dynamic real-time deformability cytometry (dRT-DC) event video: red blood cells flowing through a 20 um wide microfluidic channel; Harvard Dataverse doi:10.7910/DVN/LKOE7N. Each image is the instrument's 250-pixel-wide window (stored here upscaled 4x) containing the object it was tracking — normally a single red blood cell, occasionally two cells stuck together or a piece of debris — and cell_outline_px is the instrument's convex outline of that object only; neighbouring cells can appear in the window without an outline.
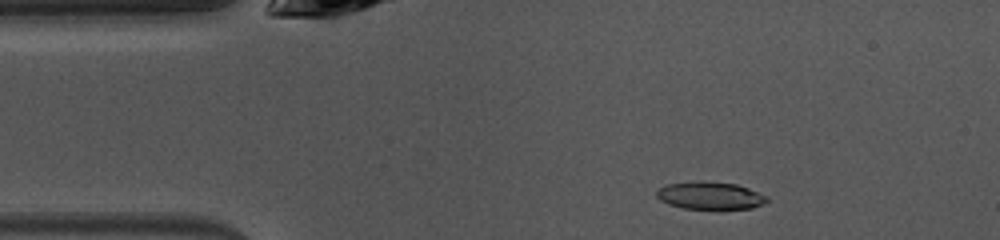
{"species": "common noctule bat (a hibernating species)", "species_latin": "Nyctalus noctula", "temperature_condition": "warm", "stored_images_in_passage": 30, "camera_frame_rate_fps": 3000, "um_per_image_px": 0.085, "animal": {"sex": "female", "body_mass_g": 10.0, "forearm_length_mm": 53.1}, "frame": {"image": 1, "passage_image": 7, "time_ms": 2.0, "image_size_px": [1000, 240], "cell_outline_px": [[768, 200], [764, 204], [752, 208], [684, 208], [668, 204], [660, 200], [656, 196], [656, 192], [660, 188], [668, 184], [736, 184], [748, 188], [768, 196]], "centroid_in_image_um": [60.41, 16.67], "position_along_channel_um": 24.6, "area_um2": 16.59}}
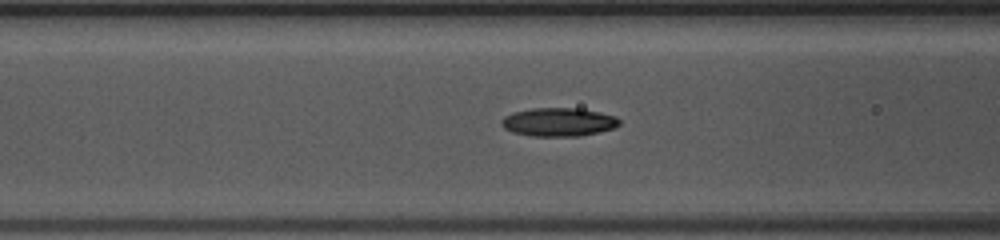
{"frame": {"image": 2, "passage_image": 17, "time_ms": 5.333, "image_size_px": [1000, 240], "cell_outline_px": [[620, 124], [616, 128], [580, 136], [532, 136], [512, 132], [504, 128], [500, 124], [500, 120], [504, 116], [512, 112], [532, 108], [580, 108], [600, 112], [616, 116], [620, 120]], "centroid_in_image_um": [47.48, 10.37], "position_along_channel_um": 119.1, "area_um2": 19.83}}
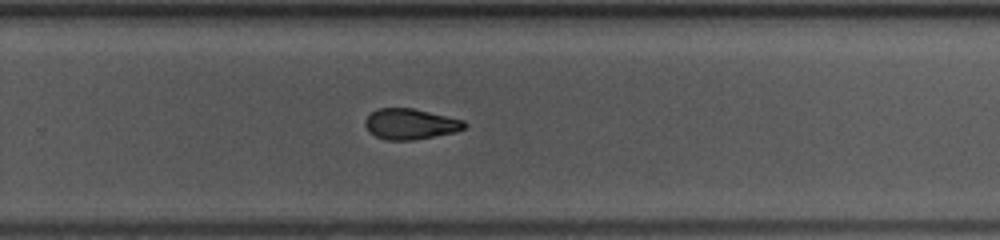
{"frame": {"image": 3, "passage_image": 30, "time_ms": 9.667, "image_size_px": [1000, 240], "cell_outline_px": [[468, 124], [464, 128], [456, 132], [412, 140], [388, 140], [376, 136], [368, 132], [364, 124], [364, 120], [376, 108], [412, 108], [464, 120]], "centroid_in_image_um": [34.86, 10.54], "position_along_channel_um": 294.9, "area_um2": 17.74}}